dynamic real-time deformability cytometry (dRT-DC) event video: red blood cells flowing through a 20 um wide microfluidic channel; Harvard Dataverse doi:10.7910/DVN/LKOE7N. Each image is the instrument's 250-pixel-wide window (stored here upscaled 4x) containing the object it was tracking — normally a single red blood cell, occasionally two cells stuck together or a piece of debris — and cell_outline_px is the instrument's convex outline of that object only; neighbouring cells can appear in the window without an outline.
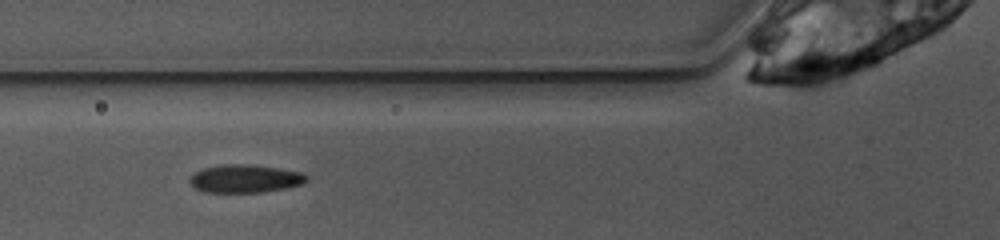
{"species": "common noctule bat (a hibernating species)", "species_latin": "Nyctalus noctula", "temperature_condition": "warm", "stored_images_in_passage": 30, "camera_frame_rate_fps": 3000, "um_per_image_px": 0.085, "animal": {"sex": "female", "body_mass_g": 10.0, "forearm_length_mm": 53.1}, "frame": {"image": 1, "passage_image": 5, "time_ms": 1.333, "image_size_px": [1000, 240], "cell_outline_px": [[308, 180], [304, 184], [264, 192], [204, 192], [196, 188], [188, 180], [196, 172], [204, 168], [224, 164], [248, 164], [280, 168], [300, 172], [308, 176]], "centroid_in_image_um": [20.87, 15.18], "position_along_channel_um": 104.9, "area_um2": 19.02}}
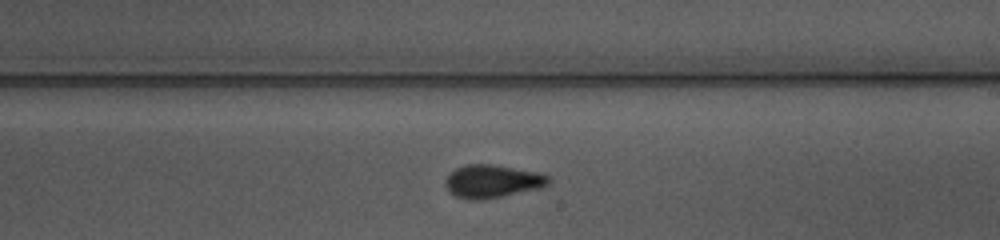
{"frame": {"image": 2, "passage_image": 16, "time_ms": 5.0, "image_size_px": [1000, 240], "cell_outline_px": [[552, 180], [548, 184], [540, 188], [504, 196], [484, 200], [468, 200], [456, 196], [448, 192], [444, 184], [444, 180], [456, 168], [468, 164], [492, 164], [540, 172], [548, 176]], "centroid_in_image_um": [41.85, 15.42], "position_along_channel_um": 247.2, "area_um2": 20.11}}
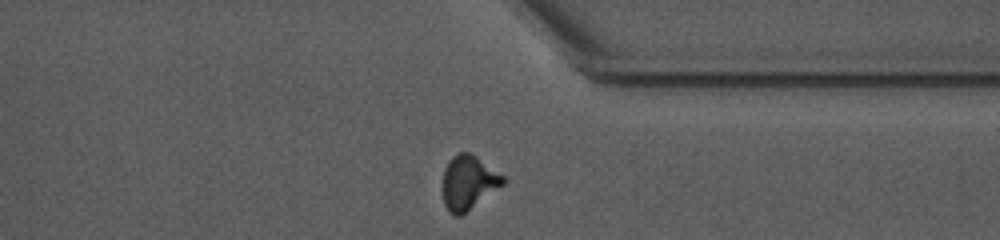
{"frame": {"image": 3, "passage_image": 26, "time_ms": 8.333, "image_size_px": [1000, 240], "cell_outline_px": [[504, 184], [460, 216], [456, 216], [448, 212], [444, 204], [444, 168], [448, 160], [452, 156], [460, 152], [468, 152], [476, 156], [504, 176]], "centroid_in_image_um": [39.8, 15.5], "position_along_channel_um": 371.6, "area_um2": 18.73}, "authors_computed_cell_mechanics": {"area_um2": 19.1896, "velocity_mm_per_s": 3.8649, "shape_relaxation_time_tau1_ms": 3.8022, "shape_relaxation_time_tau2_ms": 1.7795, "deformation_change_tau1": 0.1349, "deformation_change_tau2": 0.0671}}